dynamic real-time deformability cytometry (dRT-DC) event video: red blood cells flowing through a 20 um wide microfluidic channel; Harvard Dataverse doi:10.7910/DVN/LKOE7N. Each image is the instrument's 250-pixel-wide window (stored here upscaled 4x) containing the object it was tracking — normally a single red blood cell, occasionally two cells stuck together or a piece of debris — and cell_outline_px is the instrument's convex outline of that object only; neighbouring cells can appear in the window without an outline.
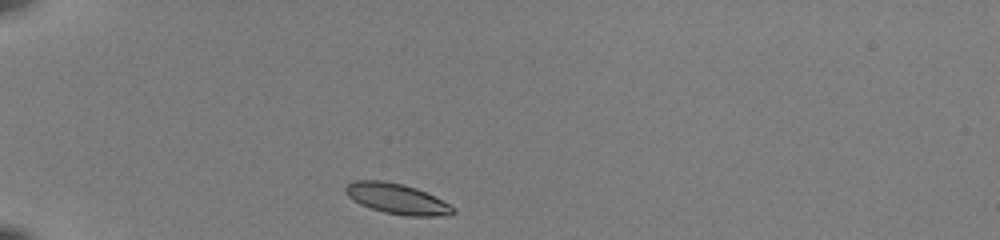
{"species": "common noctule bat (a hibernating species)", "species_latin": "Nyctalus noctula", "temperature_condition": "room temperature", "stored_images_in_passage": 37, "camera_frame_rate_fps": 3000, "um_per_image_px": 0.085, "animal": {"sex": "female", "body_mass_g": 22.0, "forearm_length_mm": 56.7}, "frame": {"image": 1, "passage_image": 1, "time_ms": 0.0, "image_size_px": [1000, 240], "cell_outline_px": [[456, 212], [444, 216], [404, 216], [384, 212], [360, 204], [352, 200], [344, 192], [344, 188], [352, 180], [384, 180], [404, 184], [416, 188], [456, 208]], "centroid_in_image_um": [33.7, 16.89], "position_along_channel_um": 51.3, "area_um2": 19.07}}
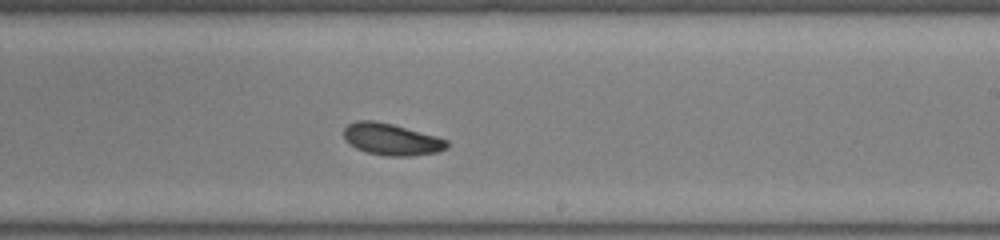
{"frame": {"image": 2, "passage_image": 19, "time_ms": 6.0, "image_size_px": [1000, 240], "cell_outline_px": [[448, 148], [440, 152], [412, 156], [384, 156], [368, 152], [356, 148], [348, 144], [344, 140], [344, 128], [348, 124], [356, 120], [372, 120], [392, 124], [436, 136], [448, 140]], "centroid_in_image_um": [33.27, 11.85], "position_along_channel_um": 255.7, "area_um2": 19.25}}
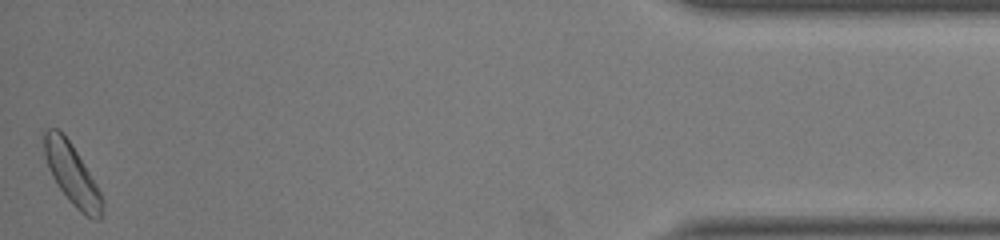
{"frame": {"image": 3, "passage_image": 37, "time_ms": 12.0, "image_size_px": [1000, 240], "cell_outline_px": [[104, 204], [100, 220], [96, 220], [80, 212], [72, 204], [56, 184], [48, 168], [44, 152], [44, 132], [48, 128], [56, 128], [68, 140], [84, 164], [96, 184], [104, 200]], "centroid_in_image_um": [6.12, 14.85], "position_along_channel_um": 429.1, "area_um2": 20.17}, "authors_computed_cell_mechanics": {"area_um2": 19.2474, "velocity_mm_per_s": 3.9693, "shape_relaxation_time_tau1_ms": 3.8226, "shape_relaxation_time_tau2_ms": null, "deformation_change_tau1": 0.1296, "deformation_change_tau2": null}}